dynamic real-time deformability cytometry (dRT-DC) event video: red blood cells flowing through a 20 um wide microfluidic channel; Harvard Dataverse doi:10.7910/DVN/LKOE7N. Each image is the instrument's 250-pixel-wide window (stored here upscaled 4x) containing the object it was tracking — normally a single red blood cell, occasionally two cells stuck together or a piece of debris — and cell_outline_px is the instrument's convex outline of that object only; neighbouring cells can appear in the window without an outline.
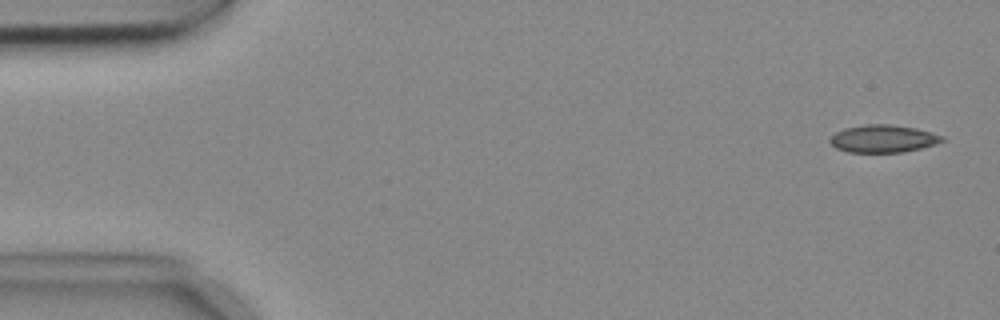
{"species": "common noctule bat (a hibernating species)", "species_latin": "Nyctalus noctula", "temperature_condition": "cold", "stored_images_in_passage": 6, "camera_frame_rate_fps": 3000, "um_per_image_px": 0.085, "animal": {"sex": "female", "body_mass_g": 18.4}, "frame": {"image": 1, "passage_image": 1, "time_ms": 0.0, "image_size_px": [1000, 320], "cell_outline_px": [[944, 140], [936, 144], [904, 152], [848, 152], [836, 148], [828, 140], [836, 132], [844, 128], [864, 124], [888, 124], [916, 128], [944, 136]], "centroid_in_image_um": [75.06, 11.78], "position_along_channel_um": 9.9, "area_um2": 17.98}}